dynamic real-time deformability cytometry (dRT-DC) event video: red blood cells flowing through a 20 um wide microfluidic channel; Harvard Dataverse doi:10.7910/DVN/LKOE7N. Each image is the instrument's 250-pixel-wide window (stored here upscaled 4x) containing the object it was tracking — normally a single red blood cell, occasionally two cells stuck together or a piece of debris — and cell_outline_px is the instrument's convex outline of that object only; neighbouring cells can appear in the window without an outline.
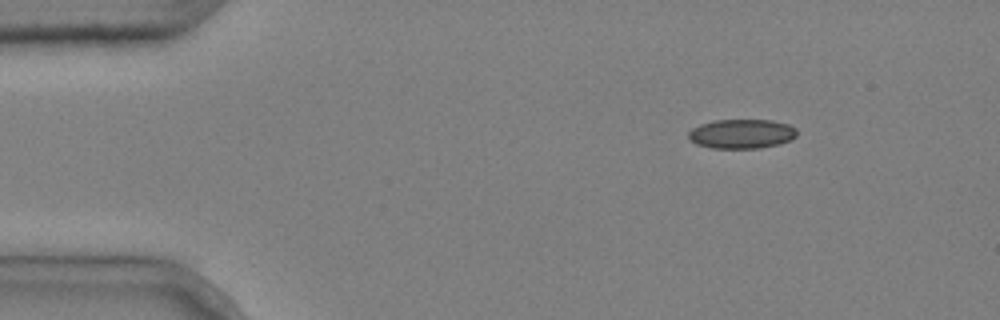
{"species": "common noctule bat (a hibernating species)", "species_latin": "Nyctalus noctula", "temperature_condition": "cold", "stored_images_in_passage": 2, "camera_frame_rate_fps": 3000, "um_per_image_px": 0.085, "animal": {"sex": "male", "body_mass_g": 20.4}, "frame": {"image": 1, "passage_image": 2, "time_ms": 0.333, "image_size_px": [1000, 320], "cell_outline_px": [[796, 136], [792, 140], [780, 144], [760, 148], [712, 148], [696, 144], [688, 140], [688, 132], [692, 128], [700, 124], [712, 120], [772, 120], [788, 124], [796, 128]], "centroid_in_image_um": [63.03, 11.37], "position_along_channel_um": 22.0, "area_um2": 18.79}}